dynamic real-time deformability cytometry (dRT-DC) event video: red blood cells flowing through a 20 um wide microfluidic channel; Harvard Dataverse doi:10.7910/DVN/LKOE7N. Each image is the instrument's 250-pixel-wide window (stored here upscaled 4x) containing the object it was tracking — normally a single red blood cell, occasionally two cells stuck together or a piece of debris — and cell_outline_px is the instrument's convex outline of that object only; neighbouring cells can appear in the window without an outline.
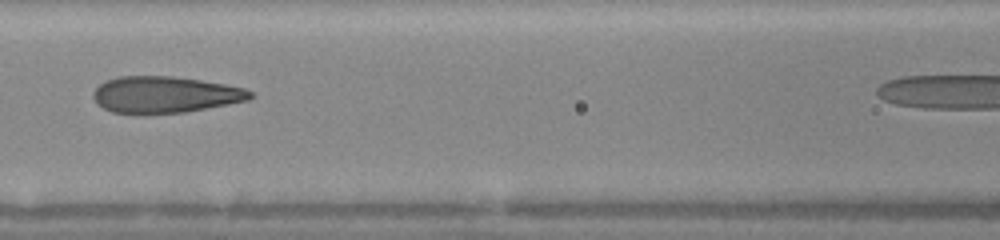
{"species": "human", "species_latin": "Homo sapiens", "temperature_condition": "warm", "stored_images_in_passage": 6, "camera_frame_rate_fps": 3000, "um_per_image_px": 0.085, "donor": {"sex": "female"}, "frame": {"image": 1, "passage_image": 5, "time_ms": 4.333, "image_size_px": [1000, 240], "cell_outline_px": [[252, 96], [248, 100], [228, 104], [184, 112], [112, 112], [104, 108], [92, 96], [92, 92], [100, 84], [108, 80], [120, 76], [172, 76], [200, 80], [224, 84], [244, 88], [252, 92]], "centroid_in_image_um": [14.04, 8.02], "position_along_channel_um": 152.6, "area_um2": 32.6}}